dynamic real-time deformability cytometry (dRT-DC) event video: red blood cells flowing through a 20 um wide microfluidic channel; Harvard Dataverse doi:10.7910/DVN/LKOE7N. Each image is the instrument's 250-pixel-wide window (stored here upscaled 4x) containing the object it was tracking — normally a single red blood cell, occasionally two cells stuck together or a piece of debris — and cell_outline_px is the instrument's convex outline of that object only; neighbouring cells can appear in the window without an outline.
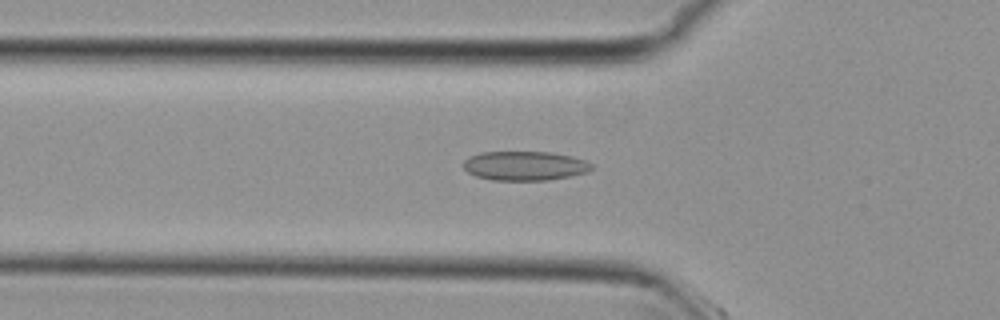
{"species": "common noctule bat (a hibernating species)", "species_latin": "Nyctalus noctula", "temperature_condition": "cold", "stored_images_in_passage": 19, "camera_frame_rate_fps": 3000, "um_per_image_px": 0.085, "animal": {"sex": "female", "body_mass_g": 29.2, "forearm_length_mm": 56.3}, "frame": {"image": 1, "passage_image": 18, "time_ms": 5.667, "image_size_px": [1000, 320], "cell_outline_px": [[592, 168], [588, 172], [548, 180], [492, 180], [476, 176], [468, 172], [464, 168], [464, 160], [480, 152], [552, 152], [572, 156], [584, 160], [592, 164]], "centroid_in_image_um": [44.61, 14.09], "position_along_channel_um": 81.2, "area_um2": 21.73}}